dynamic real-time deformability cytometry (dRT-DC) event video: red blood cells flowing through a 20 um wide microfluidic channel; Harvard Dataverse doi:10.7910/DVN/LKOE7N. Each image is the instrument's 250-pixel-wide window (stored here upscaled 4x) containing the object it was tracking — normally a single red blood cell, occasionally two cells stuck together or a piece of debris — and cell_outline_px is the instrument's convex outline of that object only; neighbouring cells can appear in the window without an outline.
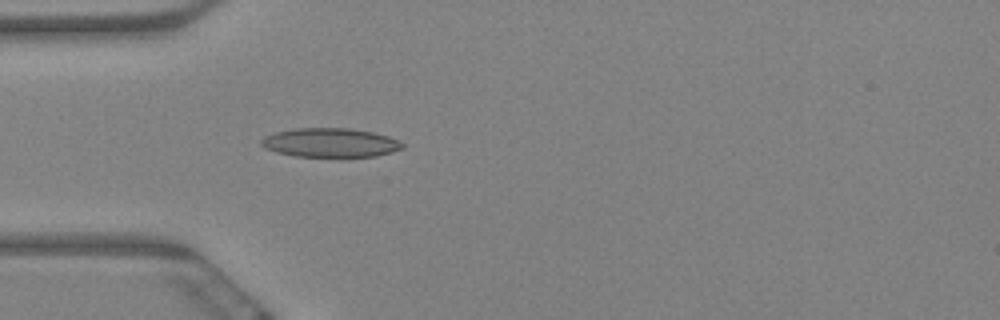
{"species": "Egyptian fruit bat (a non-hibernating species)", "species_latin": "Rousettus aegyptiacus", "temperature_condition": "warm", "stored_images_in_passage": 6, "camera_frame_rate_fps": 3000, "um_per_image_px": 0.085, "animal": {"sex": "female"}, "frame": {"image": 1, "passage_image": 6, "time_ms": 1.667, "image_size_px": [1000, 320], "cell_outline_px": [[404, 148], [392, 152], [376, 156], [296, 156], [276, 152], [264, 148], [260, 144], [260, 140], [264, 136], [276, 132], [296, 128], [352, 128], [372, 132], [388, 136], [404, 144]], "centroid_in_image_um": [28.05, 12.12], "position_along_channel_um": 56.9, "area_um2": 23.81}}